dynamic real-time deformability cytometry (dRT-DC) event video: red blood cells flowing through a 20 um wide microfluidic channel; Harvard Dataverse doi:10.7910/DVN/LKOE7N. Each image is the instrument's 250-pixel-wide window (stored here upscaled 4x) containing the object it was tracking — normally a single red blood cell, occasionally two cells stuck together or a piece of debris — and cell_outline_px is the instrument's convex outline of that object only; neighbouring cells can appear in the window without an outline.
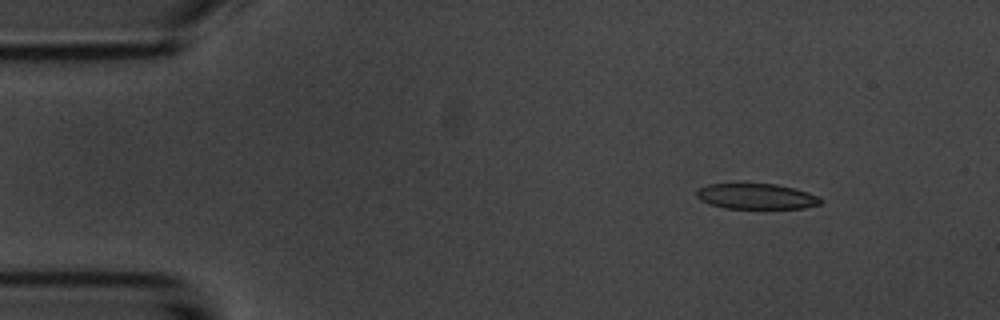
{"species": "common noctule bat (a hibernating species)", "species_latin": "Nyctalus noctula", "temperature_condition": "room temperature", "stored_images_in_passage": 7, "camera_frame_rate_fps": 3000, "um_per_image_px": 0.085, "animal": {"sex": "male", "body_mass_g": 20.1, "forearm_length_mm": 53.5}, "frame": {"image": 1, "passage_image": 2, "time_ms": 2.0, "image_size_px": [1000, 320], "cell_outline_px": [[824, 200], [820, 204], [804, 208], [724, 208], [708, 204], [700, 200], [696, 196], [696, 192], [700, 188], [708, 184], [776, 184], [796, 188], [820, 196]], "centroid_in_image_um": [64.32, 16.69], "position_along_channel_um": 20.7, "area_um2": 18.55}}
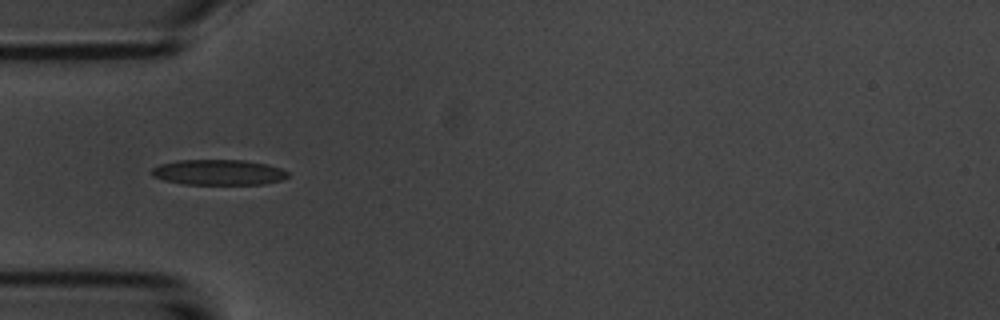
{"frame": {"image": 2, "passage_image": 5, "time_ms": 5.333, "image_size_px": [1000, 320], "cell_outline_px": [[288, 176], [280, 180], [264, 184], [184, 184], [164, 180], [152, 176], [152, 168], [160, 164], [176, 160], [244, 160], [268, 164], [280, 168], [288, 172]], "centroid_in_image_um": [18.56, 14.64], "position_along_channel_um": 66.4, "area_um2": 20.17}}
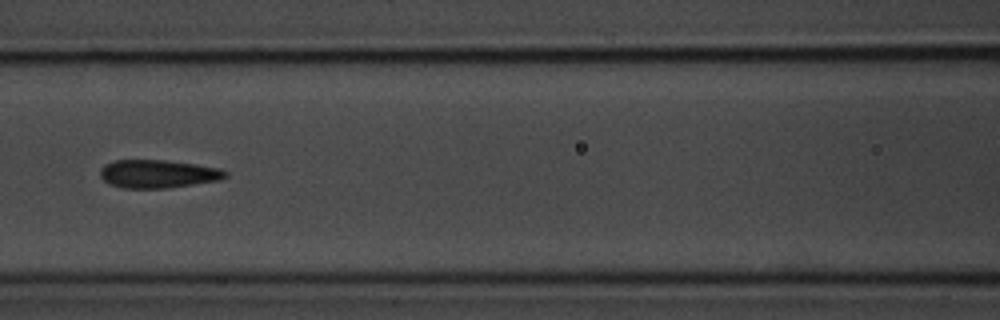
{"frame": {"image": 3, "passage_image": 7, "time_ms": 7.667, "image_size_px": [1000, 320], "cell_outline_px": [[228, 176], [220, 180], [164, 188], [124, 188], [112, 184], [104, 180], [100, 176], [100, 168], [104, 164], [112, 160], [164, 160], [196, 164], [220, 168], [228, 172]], "centroid_in_image_um": [13.43, 14.76], "position_along_channel_um": 153.2, "area_um2": 20.52}}